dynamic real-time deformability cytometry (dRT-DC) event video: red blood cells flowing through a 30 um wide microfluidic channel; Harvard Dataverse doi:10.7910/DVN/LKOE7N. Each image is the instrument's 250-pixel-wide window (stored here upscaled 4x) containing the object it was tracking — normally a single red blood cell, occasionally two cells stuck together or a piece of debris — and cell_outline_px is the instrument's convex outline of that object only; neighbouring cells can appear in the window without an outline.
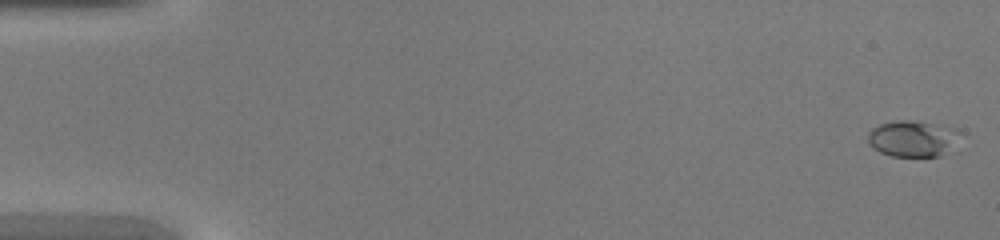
{"species": "common noctule bat (a hibernating species)", "species_latin": "Nyctalus noctula", "temperature_condition": "warm", "stored_images_in_passage": 9, "camera_frame_rate_fps": 3000, "um_per_image_px": 0.085, "animal": {"sex": "female", "body_mass_g": 20.0, "forearm_length_mm": 54.0}, "frame": {"image": 1, "passage_image": 1, "time_ms": 0.0, "image_size_px": [1000, 240], "cell_outline_px": [[960, 152], [940, 156], [892, 156], [880, 152], [868, 144], [868, 132], [872, 128], [880, 124], [896, 120], [916, 120], [960, 128]], "centroid_in_image_um": [77.75, 11.79], "position_along_channel_um": 7.2, "area_um2": 20.63}}